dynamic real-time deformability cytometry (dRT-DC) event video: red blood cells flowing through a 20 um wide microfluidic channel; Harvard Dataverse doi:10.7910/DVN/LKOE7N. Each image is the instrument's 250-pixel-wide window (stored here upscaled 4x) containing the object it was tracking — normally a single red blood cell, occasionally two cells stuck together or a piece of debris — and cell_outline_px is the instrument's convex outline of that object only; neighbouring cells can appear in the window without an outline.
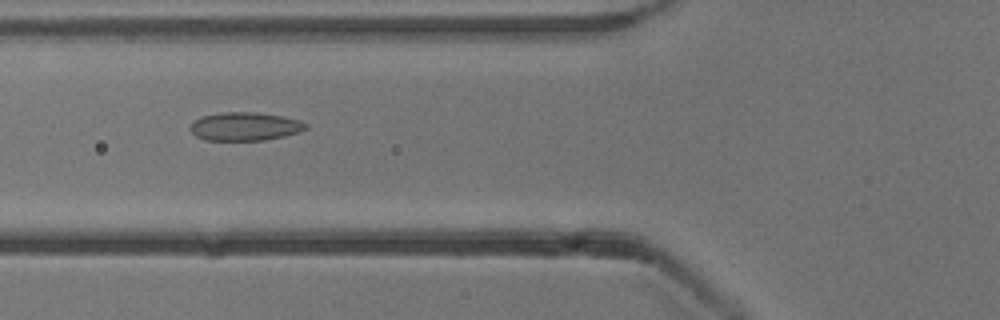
{"species": "common noctule bat (a hibernating species)", "species_latin": "Nyctalus noctula", "temperature_condition": "cold", "stored_images_in_passage": 49, "camera_frame_rate_fps": 3000, "um_per_image_px": 0.085, "animal": {"sex": "male", "body_mass_g": 13.3}, "frame": {"image": 1, "passage_image": 20, "time_ms": 6.333, "image_size_px": [1000, 320], "cell_outline_px": [[308, 128], [300, 132], [284, 136], [264, 140], [204, 140], [196, 136], [188, 128], [200, 116], [224, 112], [256, 112], [284, 116], [300, 120], [308, 124]], "centroid_in_image_um": [20.85, 10.74], "position_along_channel_um": 105.0, "area_um2": 19.25}}
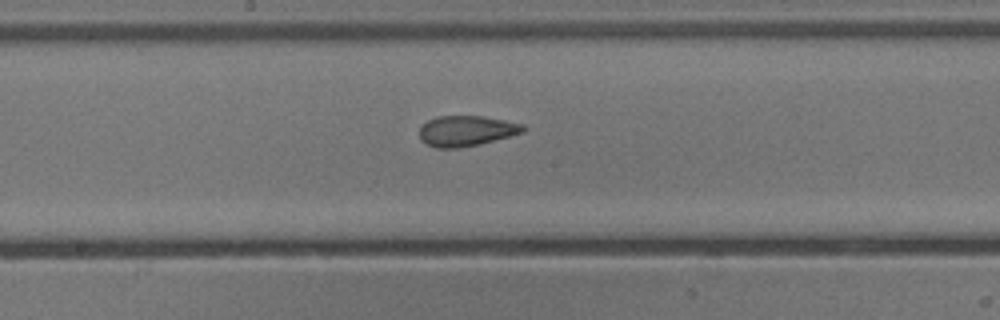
{"frame": {"image": 2, "passage_image": 28, "time_ms": 9.0, "image_size_px": [1000, 320], "cell_outline_px": [[528, 128], [524, 132], [480, 144], [456, 148], [436, 148], [424, 144], [420, 140], [420, 124], [436, 116], [484, 116], [524, 124]], "centroid_in_image_um": [39.62, 11.12], "position_along_channel_um": 208.6, "area_um2": 18.67}}
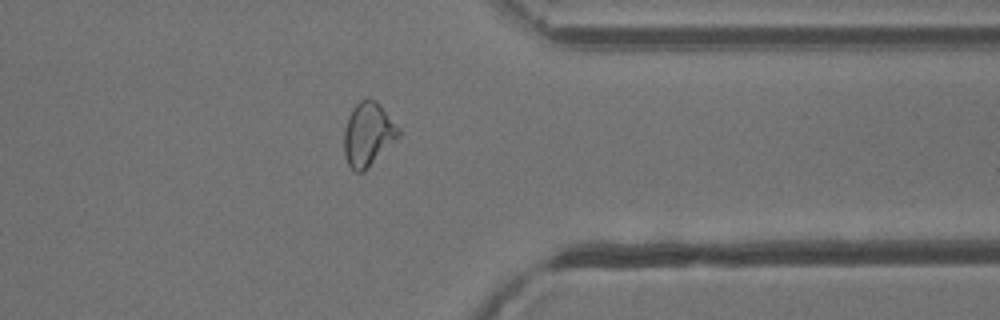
{"frame": {"image": 3, "passage_image": 42, "time_ms": 13.667, "image_size_px": [1000, 320], "cell_outline_px": [[400, 136], [364, 172], [356, 172], [348, 164], [344, 156], [344, 128], [348, 116], [352, 108], [360, 100], [376, 100], [380, 104], [400, 128]], "centroid_in_image_um": [31.28, 11.42], "position_along_channel_um": 380.1, "area_um2": 20.29}, "authors_computed_cell_mechanics": {"area_um2": 19.941, "velocity_mm_per_s": 3.8586, "shape_relaxation_time_tau1_ms": null, "shape_relaxation_time_tau2_ms": 1.7011, "deformation_change_tau1": null, "deformation_change_tau2": 0.0733}}